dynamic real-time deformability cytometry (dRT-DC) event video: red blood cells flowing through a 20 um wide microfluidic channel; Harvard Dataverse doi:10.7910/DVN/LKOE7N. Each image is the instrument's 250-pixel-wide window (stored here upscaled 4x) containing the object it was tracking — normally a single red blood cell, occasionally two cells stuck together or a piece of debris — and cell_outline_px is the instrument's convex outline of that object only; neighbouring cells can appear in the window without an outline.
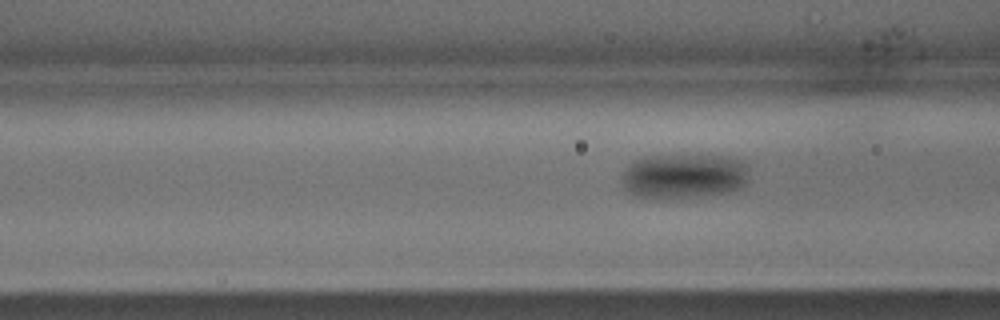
{"species": "common noctule bat (a hibernating species)", "species_latin": "Nyctalus noctula", "temperature_condition": "warm", "stored_images_in_passage": 4, "camera_frame_rate_fps": 3000, "um_per_image_px": 0.085, "animal": {"sex": "male", "body_mass_g": 15.6}, "frame": {"image": 1, "passage_image": 3, "time_ms": 0.667, "image_size_px": [1000, 320], "cell_outline_px": [[744, 184], [728, 192], [680, 196], [640, 196], [632, 192], [624, 184], [624, 172], [632, 164], [640, 160], [732, 160], [740, 164], [744, 168]], "centroid_in_image_um": [58.08, 15.07], "position_along_channel_um": 108.5, "area_um2": 28.15}}